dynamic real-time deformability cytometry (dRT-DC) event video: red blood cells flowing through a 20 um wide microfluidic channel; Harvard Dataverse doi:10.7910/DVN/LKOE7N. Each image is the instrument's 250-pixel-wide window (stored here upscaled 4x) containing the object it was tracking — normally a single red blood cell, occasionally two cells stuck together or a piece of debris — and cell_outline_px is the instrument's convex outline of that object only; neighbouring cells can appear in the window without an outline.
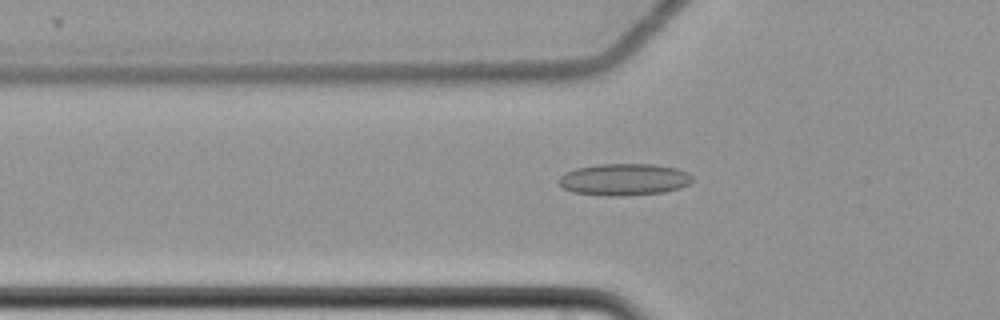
{"species": "common noctule bat (a hibernating species)", "species_latin": "Nyctalus noctula", "temperature_condition": "cold", "stored_images_in_passage": 61, "camera_frame_rate_fps": 3000, "um_per_image_px": 0.085, "animal": {"sex": "female", "body_mass_g": 22.7, "forearm_length_mm": 54.2}, "frame": {"image": 1, "passage_image": 22, "time_ms": 7.0, "image_size_px": [1000, 320], "cell_outline_px": [[692, 180], [688, 184], [680, 188], [664, 192], [624, 196], [604, 196], [572, 192], [564, 188], [560, 184], [560, 176], [576, 168], [600, 164], [656, 164], [676, 168], [688, 172], [692, 176]], "centroid_in_image_um": [53.08, 15.26], "position_along_channel_um": 72.7, "area_um2": 24.8}}
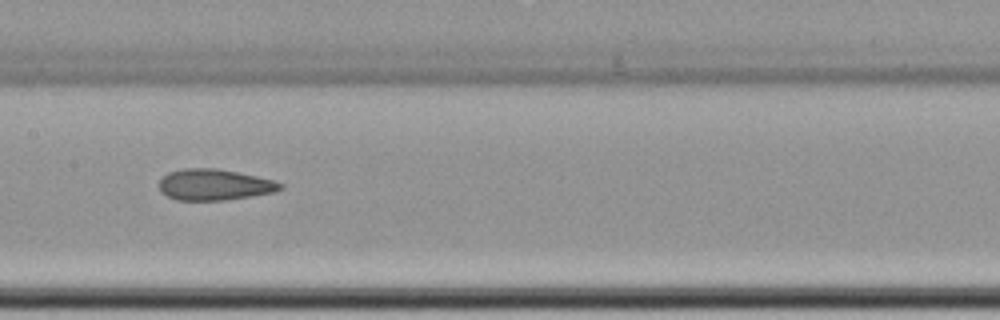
{"frame": {"image": 2, "passage_image": 32, "time_ms": 10.333, "image_size_px": [1000, 320], "cell_outline_px": [[284, 188], [276, 192], [252, 196], [224, 200], [176, 200], [160, 192], [160, 180], [168, 172], [184, 168], [216, 168], [276, 180], [284, 184]], "centroid_in_image_um": [18.26, 15.7], "position_along_channel_um": 189.1, "area_um2": 22.08}}
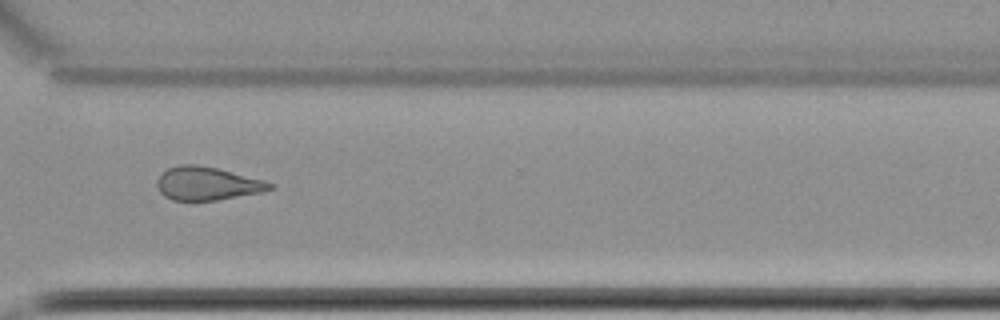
{"frame": {"image": 3, "passage_image": 46, "time_ms": 15.0, "image_size_px": [1000, 320], "cell_outline_px": [[276, 188], [264, 192], [216, 200], [172, 200], [164, 196], [160, 192], [156, 184], [156, 180], [168, 168], [180, 164], [196, 164], [216, 168], [264, 180], [272, 184]], "centroid_in_image_um": [17.62, 15.6], "position_along_channel_um": 353.0, "area_um2": 21.85}, "authors_computed_cell_mechanics": {"area_um2": 23.1778, "velocity_mm_per_s": 3.5065, "shape_relaxation_time_tau1_ms": 10.1371, "shape_relaxation_time_tau2_ms": 2.7489, "deformation_change_tau1": 0.1449, "deformation_change_tau2": 0.1053}}